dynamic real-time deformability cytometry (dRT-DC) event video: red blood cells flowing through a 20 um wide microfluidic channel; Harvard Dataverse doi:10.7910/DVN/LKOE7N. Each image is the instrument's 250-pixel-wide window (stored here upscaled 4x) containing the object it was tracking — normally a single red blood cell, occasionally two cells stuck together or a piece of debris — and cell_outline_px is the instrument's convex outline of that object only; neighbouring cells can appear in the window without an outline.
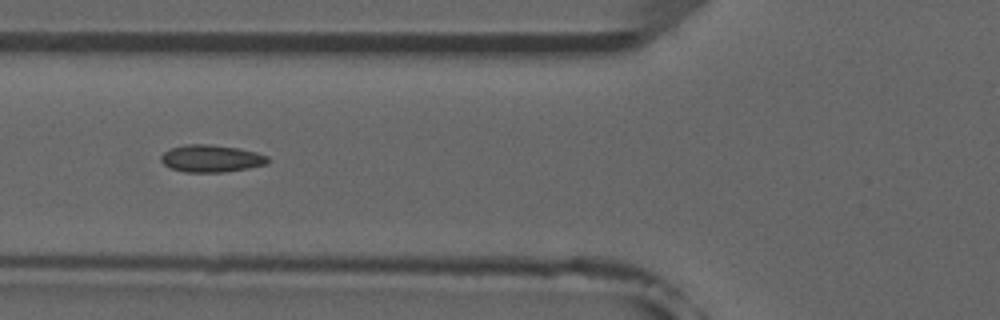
{"species": "common noctule bat (a hibernating species)", "species_latin": "Nyctalus noctula", "temperature_condition": "room temperature", "stored_images_in_passage": 6, "camera_frame_rate_fps": 3000, "um_per_image_px": 0.085, "animal": {"sex": "male", "forearm_length_mm": 52.5}, "frame": {"image": 1, "passage_image": 4, "time_ms": 4.0, "image_size_px": [1000, 320], "cell_outline_px": [[268, 164], [248, 168], [224, 172], [184, 172], [172, 168], [164, 164], [160, 160], [160, 156], [164, 152], [172, 148], [188, 144], [208, 144], [240, 148], [256, 152], [268, 156]], "centroid_in_image_um": [17.97, 13.47], "position_along_channel_um": 107.8, "area_um2": 16.94}}
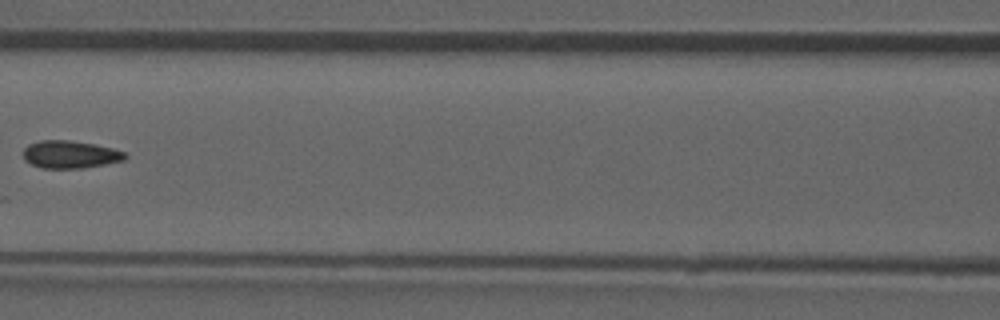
{"frame": {"image": 2, "passage_image": 5, "time_ms": 5.333, "image_size_px": [1000, 320], "cell_outline_px": [[128, 156], [124, 160], [84, 168], [40, 168], [24, 160], [24, 148], [28, 144], [40, 140], [72, 140], [96, 144], [112, 148], [124, 152]], "centroid_in_image_um": [5.95, 13.12], "position_along_channel_um": 160.6, "area_um2": 16.47}}